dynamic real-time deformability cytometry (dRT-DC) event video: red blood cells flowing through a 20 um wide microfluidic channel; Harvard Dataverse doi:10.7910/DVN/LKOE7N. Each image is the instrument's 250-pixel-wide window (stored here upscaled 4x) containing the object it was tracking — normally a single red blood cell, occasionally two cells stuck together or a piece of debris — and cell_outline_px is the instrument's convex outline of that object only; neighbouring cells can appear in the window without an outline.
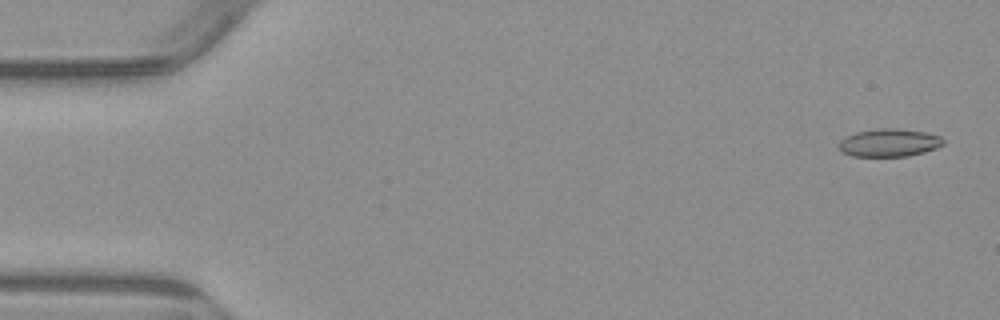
{"species": "common noctule bat (a hibernating species)", "species_latin": "Nyctalus noctula", "temperature_condition": "warm", "stored_images_in_passage": 4, "camera_frame_rate_fps": 3000, "um_per_image_px": 0.085, "animal": {"sex": "male", "body_mass_g": 23.1, "forearm_length_mm": 52.7}, "frame": {"image": 1, "passage_image": 1, "time_ms": 0.0, "image_size_px": [1000, 320], "cell_outline_px": [[944, 144], [936, 148], [924, 152], [908, 156], [852, 156], [844, 152], [840, 148], [840, 140], [856, 132], [876, 128], [896, 128], [924, 132], [940, 136], [944, 140]], "centroid_in_image_um": [75.61, 12.12], "position_along_channel_um": 9.4, "area_um2": 16.82}}
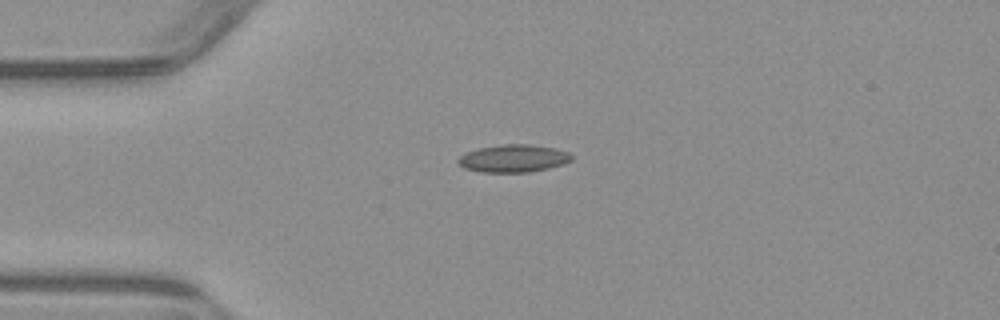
{"frame": {"image": 2, "passage_image": 4, "time_ms": 3.667, "image_size_px": [1000, 320], "cell_outline_px": [[572, 160], [564, 164], [548, 168], [528, 172], [480, 172], [464, 168], [456, 160], [460, 156], [468, 152], [480, 148], [500, 144], [528, 144], [556, 148], [568, 152], [572, 156]], "centroid_in_image_um": [43.66, 13.46], "position_along_channel_um": 41.3, "area_um2": 18.21}}